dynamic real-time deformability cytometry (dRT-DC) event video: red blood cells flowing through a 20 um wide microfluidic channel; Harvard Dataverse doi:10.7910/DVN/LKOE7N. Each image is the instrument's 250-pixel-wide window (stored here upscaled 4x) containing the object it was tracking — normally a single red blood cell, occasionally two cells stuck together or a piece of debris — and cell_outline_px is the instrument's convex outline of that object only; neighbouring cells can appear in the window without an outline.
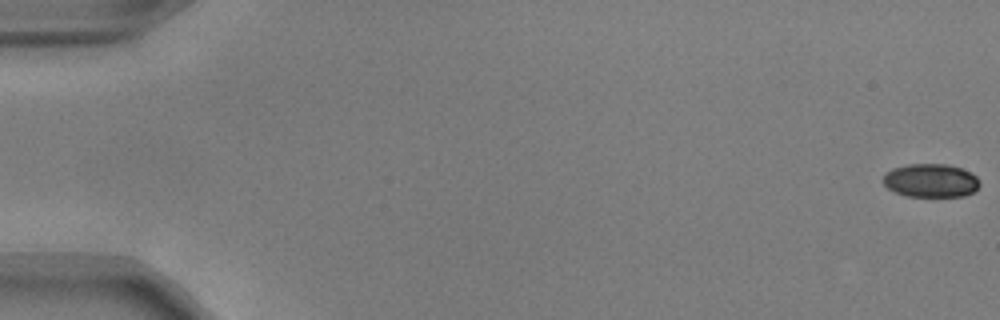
{"species": "common noctule bat (a hibernating species)", "species_latin": "Nyctalus noctula", "temperature_condition": "warm", "stored_images_in_passage": 45, "camera_frame_rate_fps": 3000, "um_per_image_px": 0.085, "animal": {"sex": "male", "body_mass_g": 17.9, "forearm_length_mm": 54.2}, "frame": {"image": 1, "passage_image": 1, "time_ms": 0.0, "image_size_px": [1000, 320], "cell_outline_px": [[980, 184], [972, 192], [964, 196], [908, 196], [896, 192], [888, 188], [884, 184], [884, 176], [892, 168], [908, 164], [948, 164], [972, 172], [980, 180]], "centroid_in_image_um": [79.15, 15.33], "position_along_channel_um": 5.9, "area_um2": 18.73}}
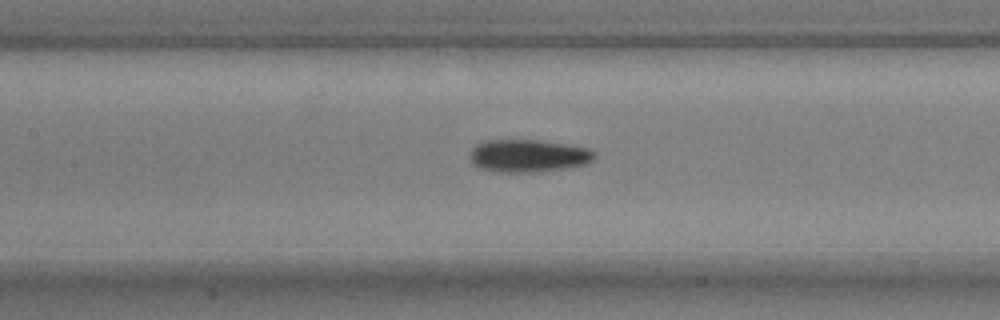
{"frame": {"image": 2, "passage_image": 26, "time_ms": 8.333, "image_size_px": [1000, 320], "cell_outline_px": [[596, 156], [592, 160], [584, 164], [564, 168], [540, 172], [500, 172], [480, 168], [472, 164], [472, 148], [476, 144], [484, 140], [540, 140], [568, 144], [588, 148], [596, 152]], "centroid_in_image_um": [44.92, 13.23], "position_along_channel_um": 162.5, "area_um2": 23.7}}
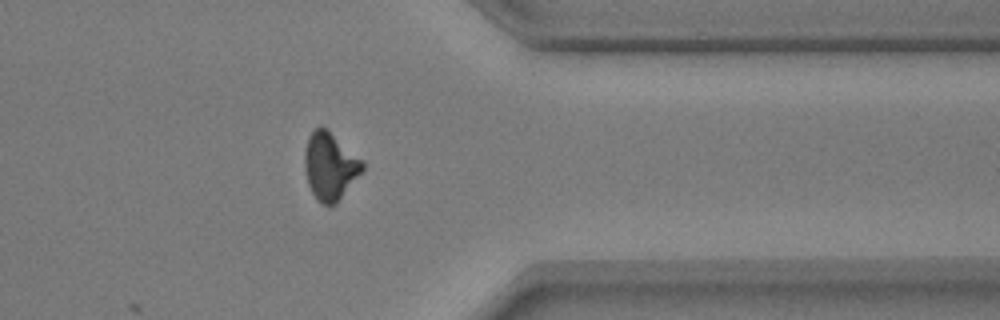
{"frame": {"image": 3, "passage_image": 44, "time_ms": 14.333, "image_size_px": [1000, 320], "cell_outline_px": [[364, 168], [336, 204], [324, 204], [312, 192], [308, 184], [304, 168], [304, 152], [308, 136], [320, 124], [360, 160], [364, 164]], "centroid_in_image_um": [28.0, 14.13], "position_along_channel_um": 383.4, "area_um2": 21.85}}